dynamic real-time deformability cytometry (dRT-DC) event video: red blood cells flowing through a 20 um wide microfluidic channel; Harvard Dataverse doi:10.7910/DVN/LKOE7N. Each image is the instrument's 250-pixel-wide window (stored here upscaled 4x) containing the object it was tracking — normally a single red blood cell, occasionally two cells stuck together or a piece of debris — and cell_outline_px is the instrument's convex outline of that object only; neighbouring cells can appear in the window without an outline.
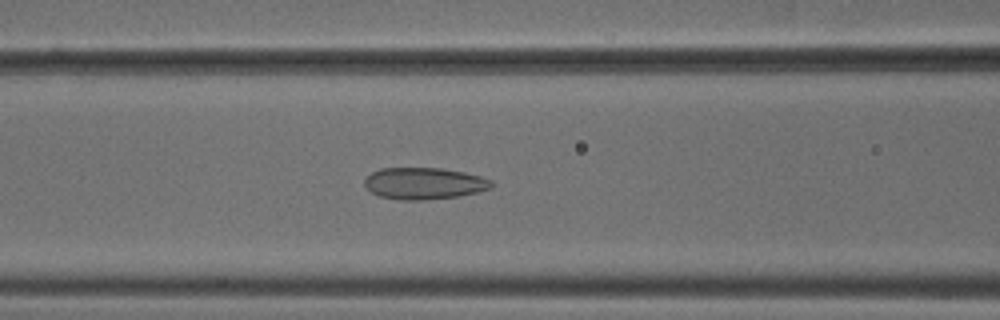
{"species": "common noctule bat (a hibernating species)", "species_latin": "Nyctalus noctula", "temperature_condition": "cold", "stored_images_in_passage": 45, "camera_frame_rate_fps": 3000, "um_per_image_px": 0.085, "animal": {"sex": "male", "body_mass_g": 18.8}, "frame": {"image": 1, "passage_image": 16, "time_ms": 5.0, "image_size_px": [1000, 320], "cell_outline_px": [[492, 188], [460, 196], [424, 200], [400, 200], [380, 196], [372, 192], [364, 184], [364, 180], [372, 172], [380, 168], [440, 168], [464, 172], [480, 176], [492, 180]], "centroid_in_image_um": [36.06, 15.59], "position_along_channel_um": 130.5, "area_um2": 23.41}}
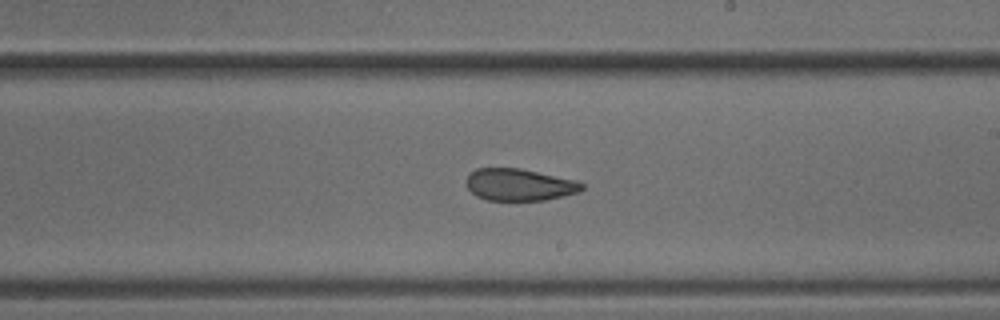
{"frame": {"image": 2, "passage_image": 25, "time_ms": 8.0, "image_size_px": [1000, 320], "cell_outline_px": [[584, 188], [580, 192], [564, 196], [544, 200], [488, 200], [476, 196], [464, 184], [468, 176], [476, 168], [520, 168], [576, 180], [584, 184]], "centroid_in_image_um": [44.15, 15.7], "position_along_channel_um": 244.8, "area_um2": 21.62}}
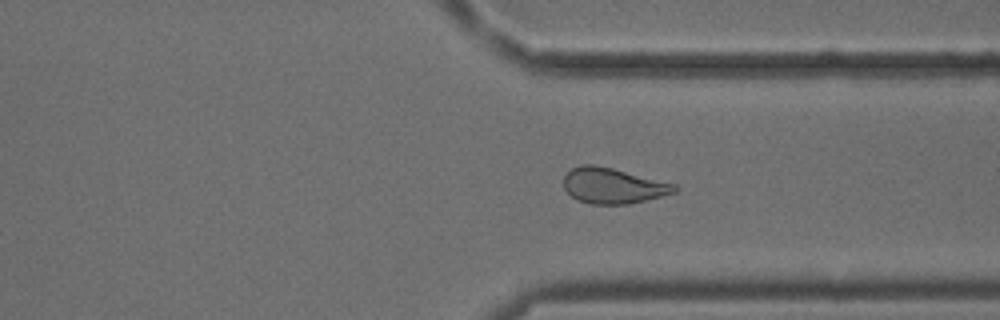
{"frame": {"image": 3, "passage_image": 34, "time_ms": 11.0, "image_size_px": [1000, 320], "cell_outline_px": [[680, 188], [676, 192], [628, 204], [592, 204], [580, 200], [572, 196], [564, 188], [564, 176], [572, 168], [580, 164], [592, 164], [612, 168], [676, 184]], "centroid_in_image_um": [52.11, 15.77], "position_along_channel_um": 359.3, "area_um2": 22.77}, "authors_computed_cell_mechanics": {"area_um2": 23.1778, "velocity_mm_per_s": 3.8162, "shape_relaxation_time_tau1_ms": null, "shape_relaxation_time_tau2_ms": 1.5711, "deformation_change_tau1": null, "deformation_change_tau2": 0.0883}}